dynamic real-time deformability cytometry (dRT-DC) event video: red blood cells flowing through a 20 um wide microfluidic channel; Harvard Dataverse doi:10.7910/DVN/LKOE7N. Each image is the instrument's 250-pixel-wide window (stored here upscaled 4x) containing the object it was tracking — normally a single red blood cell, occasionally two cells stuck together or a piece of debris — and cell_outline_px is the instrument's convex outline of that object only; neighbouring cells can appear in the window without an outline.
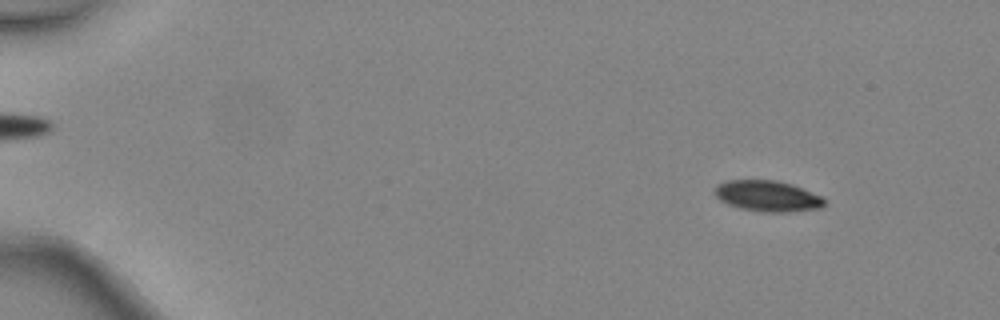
{"species": "common noctule bat (a hibernating species)", "species_latin": "Nyctalus noctula", "temperature_condition": "warm", "stored_images_in_passage": 4, "camera_frame_rate_fps": 3000, "um_per_image_px": 0.085, "animal": {"sex": "female", "body_mass_g": 24.6, "forearm_length_mm": 56.2}, "frame": {"image": 1, "passage_image": 1, "time_ms": 0.0, "image_size_px": [1000, 320], "cell_outline_px": [[824, 204], [820, 208], [792, 212], [764, 212], [740, 208], [728, 204], [720, 200], [712, 192], [716, 184], [728, 180], [776, 180], [792, 184], [824, 196]], "centroid_in_image_um": [65.23, 16.66], "position_along_channel_um": 19.8, "area_um2": 20.0}}
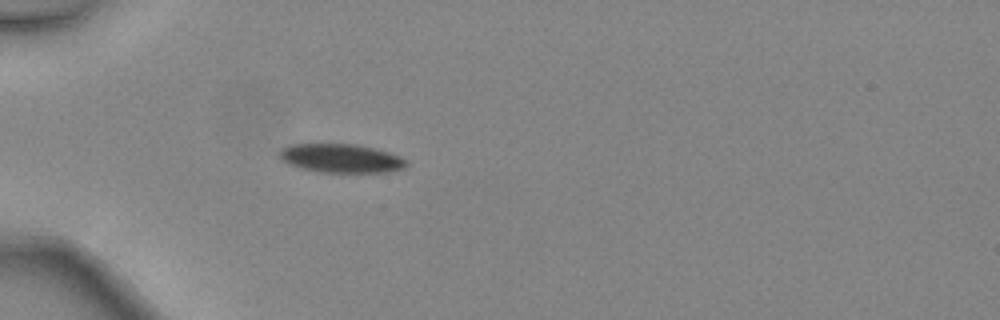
{"frame": {"image": 2, "passage_image": 4, "time_ms": 1.0, "image_size_px": [1000, 320], "cell_outline_px": [[408, 164], [404, 168], [388, 172], [320, 172], [300, 168], [288, 164], [280, 156], [280, 152], [284, 148], [292, 144], [356, 144], [388, 152], [400, 156]], "centroid_in_image_um": [29.01, 13.46], "position_along_channel_um": 56.0, "area_um2": 20.98}}